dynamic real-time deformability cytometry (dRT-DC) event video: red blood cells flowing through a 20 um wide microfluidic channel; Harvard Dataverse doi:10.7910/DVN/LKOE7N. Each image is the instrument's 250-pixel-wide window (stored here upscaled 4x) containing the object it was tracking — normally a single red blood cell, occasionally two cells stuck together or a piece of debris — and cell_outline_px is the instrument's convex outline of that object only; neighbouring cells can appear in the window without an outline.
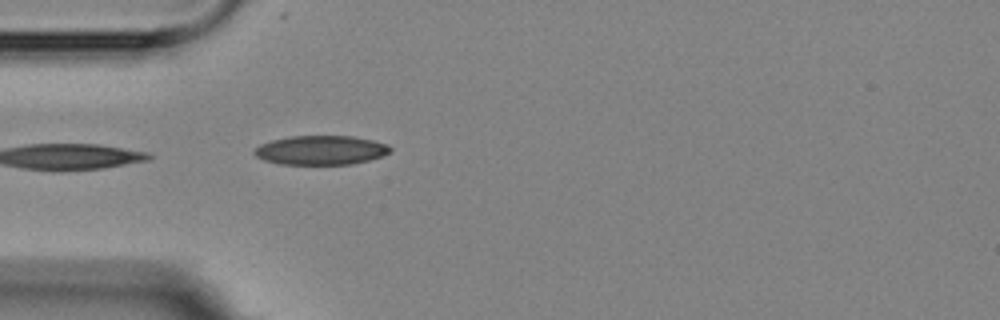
{"species": "Egyptian fruit bat (a non-hibernating species)", "species_latin": "Rousettus aegyptiacus", "temperature_condition": "room temperature", "stored_images_in_passage": 5, "camera_frame_rate_fps": 3000, "um_per_image_px": 0.085, "animal": {"sex": "female"}, "frame": {"image": 1, "passage_image": 5, "time_ms": 4.667, "image_size_px": [1000, 320], "cell_outline_px": [[392, 152], [384, 156], [352, 164], [280, 164], [264, 160], [256, 156], [252, 152], [260, 144], [272, 140], [288, 136], [352, 136], [372, 140], [388, 144], [392, 148]], "centroid_in_image_um": [27.3, 12.76], "position_along_channel_um": 57.7, "area_um2": 23.24}}